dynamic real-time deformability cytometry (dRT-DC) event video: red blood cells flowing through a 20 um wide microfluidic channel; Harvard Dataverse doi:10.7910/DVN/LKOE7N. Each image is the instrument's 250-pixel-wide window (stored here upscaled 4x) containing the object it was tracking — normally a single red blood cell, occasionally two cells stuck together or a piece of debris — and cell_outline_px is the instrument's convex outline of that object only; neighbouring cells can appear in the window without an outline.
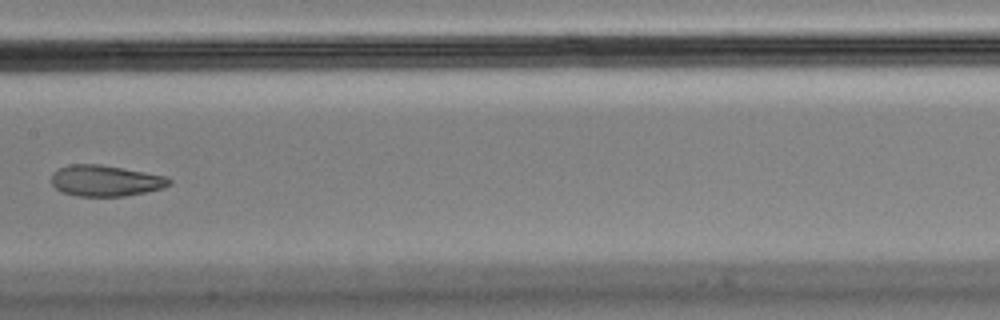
{"species": "Egyptian fruit bat (a non-hibernating species)", "species_latin": "Rousettus aegyptiacus", "temperature_condition": "cold", "stored_images_in_passage": 10, "segment_of_instrument_passage": [1, 2], "camera_frame_rate_fps": 3000, "um_per_image_px": 0.085, "animal": {"sex": "male"}, "frame": {"image": 1, "passage_image": 9, "time_ms": 2.667, "image_size_px": [1000, 320], "cell_outline_px": [[172, 184], [164, 188], [124, 196], [76, 196], [60, 192], [52, 184], [52, 172], [68, 164], [100, 164], [144, 172], [164, 176], [172, 180]], "centroid_in_image_um": [8.95, 15.36], "position_along_channel_um": 198.5, "area_um2": 21.33}}